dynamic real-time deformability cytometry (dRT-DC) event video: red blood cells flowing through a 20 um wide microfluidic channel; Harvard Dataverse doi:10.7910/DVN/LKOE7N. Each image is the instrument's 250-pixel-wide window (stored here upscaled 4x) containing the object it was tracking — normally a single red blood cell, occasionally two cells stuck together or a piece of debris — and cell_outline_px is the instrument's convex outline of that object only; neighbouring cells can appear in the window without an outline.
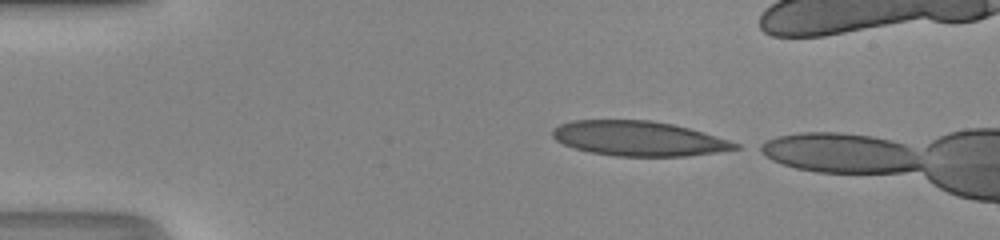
{"species": "human", "species_latin": "Homo sapiens", "temperature_condition": "room temperature", "stored_images_in_passage": 8, "camera_frame_rate_fps": 3000, "um_per_image_px": 0.085, "donor": {"sex": "male"}, "frame": {"image": 1, "passage_image": 1, "time_ms": 0.0, "image_size_px": [1000, 240], "cell_outline_px": [[740, 148], [716, 152], [684, 156], [616, 156], [588, 152], [564, 144], [556, 140], [552, 136], [552, 132], [560, 124], [572, 120], [648, 120], [672, 124], [704, 132], [740, 144]], "centroid_in_image_um": [54.27, 11.77], "position_along_channel_um": 30.7, "area_um2": 36.76}}